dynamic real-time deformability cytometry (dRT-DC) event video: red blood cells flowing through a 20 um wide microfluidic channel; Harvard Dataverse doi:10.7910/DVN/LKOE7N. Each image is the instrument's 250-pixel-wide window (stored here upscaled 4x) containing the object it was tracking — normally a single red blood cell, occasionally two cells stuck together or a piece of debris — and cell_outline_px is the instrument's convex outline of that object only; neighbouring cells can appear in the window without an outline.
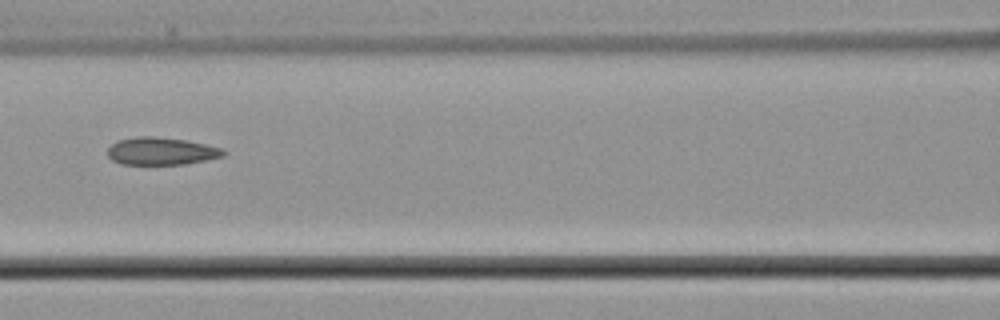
{"species": "common noctule bat (a hibernating species)", "species_latin": "Nyctalus noctula", "temperature_condition": "cold", "stored_images_in_passage": 5, "camera_frame_rate_fps": 3000, "um_per_image_px": 0.085, "animal": {"sex": "male", "body_mass_g": 21.5, "forearm_length_mm": 52.0}, "frame": {"image": 1, "passage_image": 5, "time_ms": 5.667, "image_size_px": [1000, 320], "cell_outline_px": [[228, 152], [224, 156], [184, 164], [120, 164], [112, 160], [108, 156], [108, 148], [116, 140], [136, 136], [152, 136], [188, 140], [224, 148]], "centroid_in_image_um": [13.72, 12.83], "position_along_channel_um": 152.9, "area_um2": 18.79}}